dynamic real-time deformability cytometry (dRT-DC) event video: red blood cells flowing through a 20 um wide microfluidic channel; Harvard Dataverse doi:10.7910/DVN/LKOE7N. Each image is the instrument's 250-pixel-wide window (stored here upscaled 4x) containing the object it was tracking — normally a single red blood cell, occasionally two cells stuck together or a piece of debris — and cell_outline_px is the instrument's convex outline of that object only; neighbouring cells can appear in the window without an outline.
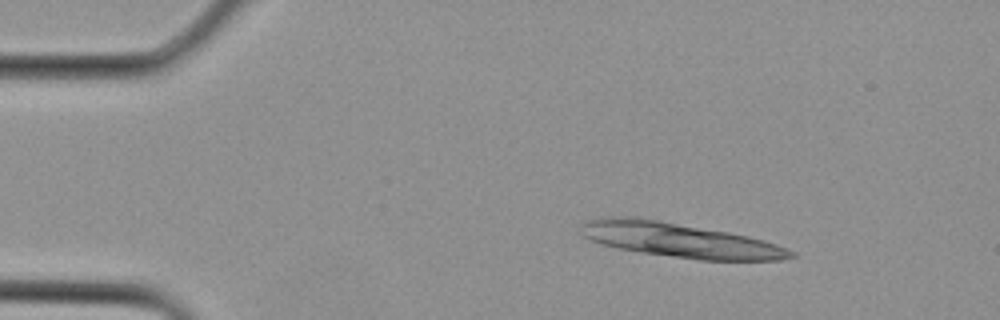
{"species": "Egyptian fruit bat (a non-hibernating species)", "species_latin": "Rousettus aegyptiacus", "temperature_condition": "cold", "stored_images_in_passage": 2, "camera_frame_rate_fps": 3000, "um_per_image_px": 0.085, "animal": {"sex": "female"}, "frame": {"image": 1, "passage_image": 1, "time_ms": 0.0, "image_size_px": [1000, 320], "cell_outline_px": [[796, 256], [780, 260], [700, 260], [644, 252], [620, 248], [600, 244], [584, 236], [580, 232], [580, 224], [584, 220], [604, 216], [636, 216], [728, 232], [748, 236], [764, 240], [776, 244], [796, 252]], "centroid_in_image_um": [57.73, 20.39], "position_along_channel_um": 27.3, "area_um2": 42.19}}